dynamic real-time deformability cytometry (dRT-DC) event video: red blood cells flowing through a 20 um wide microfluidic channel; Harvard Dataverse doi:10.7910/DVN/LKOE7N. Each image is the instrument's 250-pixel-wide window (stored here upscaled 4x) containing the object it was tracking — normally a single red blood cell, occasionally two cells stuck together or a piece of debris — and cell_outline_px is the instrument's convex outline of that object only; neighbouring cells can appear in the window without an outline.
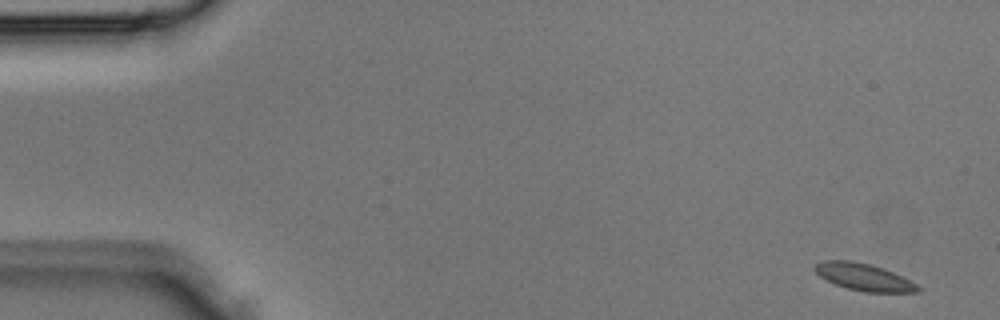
{"species": "Egyptian fruit bat (a non-hibernating species)", "species_latin": "Rousettus aegyptiacus", "temperature_condition": "room temperature", "stored_images_in_passage": 5, "camera_frame_rate_fps": 3000, "um_per_image_px": 0.085, "animal": {"sex": "male"}, "frame": {"image": 1, "passage_image": 1, "time_ms": 0.0, "image_size_px": [1000, 320], "cell_outline_px": [[920, 292], [864, 292], [848, 288], [836, 284], [820, 276], [812, 268], [820, 260], [852, 260], [884, 268], [916, 284], [920, 288]], "centroid_in_image_um": [73.39, 23.54], "position_along_channel_um": 11.6, "area_um2": 16.07}}
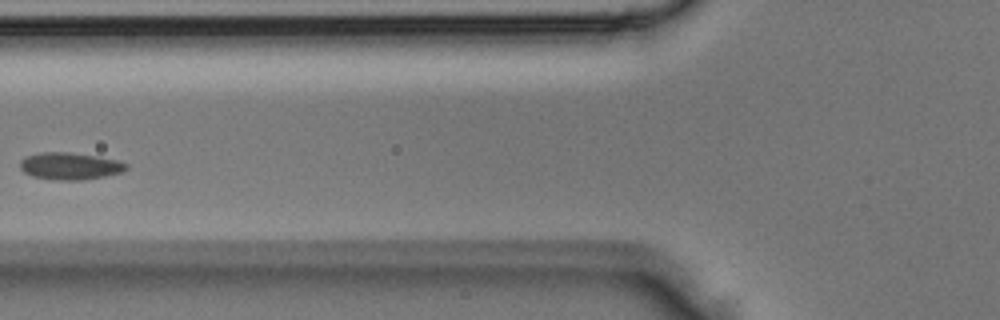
{"frame": {"image": 2, "passage_image": 5, "time_ms": 1.333, "image_size_px": [1000, 320], "cell_outline_px": [[128, 168], [124, 172], [84, 180], [60, 180], [32, 176], [24, 172], [20, 168], [20, 160], [28, 156], [40, 152], [68, 152], [96, 156], [116, 160], [128, 164]], "centroid_in_image_um": [5.96, 14.12], "position_along_channel_um": 119.8, "area_um2": 16.7}}